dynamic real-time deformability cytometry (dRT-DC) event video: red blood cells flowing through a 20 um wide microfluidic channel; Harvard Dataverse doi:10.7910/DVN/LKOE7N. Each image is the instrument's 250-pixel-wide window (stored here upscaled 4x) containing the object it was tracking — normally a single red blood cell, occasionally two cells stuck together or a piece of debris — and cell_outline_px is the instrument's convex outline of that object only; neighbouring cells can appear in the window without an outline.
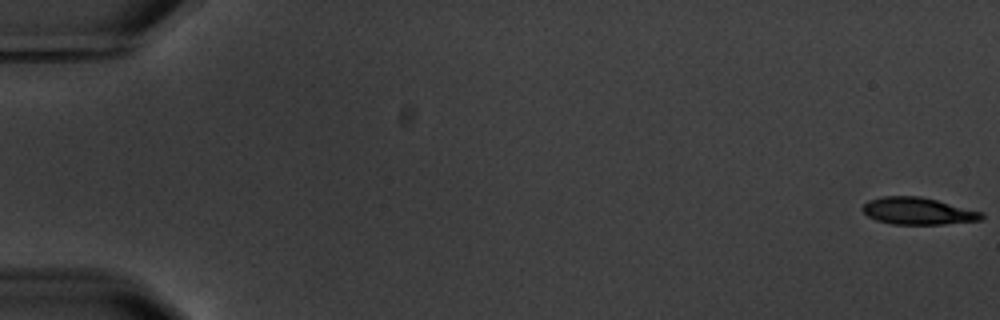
{"species": "common noctule bat (a hibernating species)", "species_latin": "Nyctalus noctula", "temperature_condition": "warm", "stored_images_in_passage": 6, "camera_frame_rate_fps": 3000, "um_per_image_px": 0.085, "animal": {"sex": "male", "body_mass_g": 20.1, "forearm_length_mm": 53.5}, "frame": {"image": 1, "passage_image": 1, "time_ms": 0.0, "image_size_px": [1000, 320], "cell_outline_px": [[984, 216], [980, 220], [944, 224], [892, 224], [876, 220], [868, 216], [864, 212], [864, 204], [868, 200], [880, 196], [920, 196], [984, 212]], "centroid_in_image_um": [78.03, 17.93], "position_along_channel_um": 7.0, "area_um2": 18.67}}
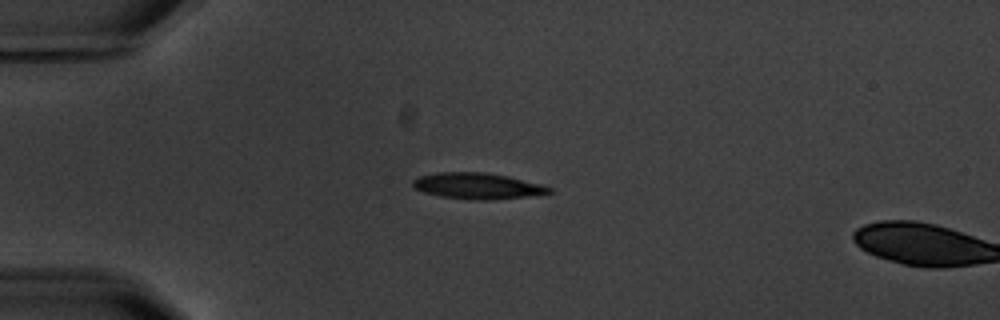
{"frame": {"image": 2, "passage_image": 5, "time_ms": 5.0, "image_size_px": [1000, 320], "cell_outline_px": [[552, 192], [536, 196], [488, 200], [472, 200], [440, 196], [424, 192], [416, 188], [412, 184], [412, 180], [420, 176], [440, 172], [484, 172], [508, 176], [544, 184], [552, 188]], "centroid_in_image_um": [40.66, 15.81], "position_along_channel_um": 44.3, "area_um2": 20.92}}